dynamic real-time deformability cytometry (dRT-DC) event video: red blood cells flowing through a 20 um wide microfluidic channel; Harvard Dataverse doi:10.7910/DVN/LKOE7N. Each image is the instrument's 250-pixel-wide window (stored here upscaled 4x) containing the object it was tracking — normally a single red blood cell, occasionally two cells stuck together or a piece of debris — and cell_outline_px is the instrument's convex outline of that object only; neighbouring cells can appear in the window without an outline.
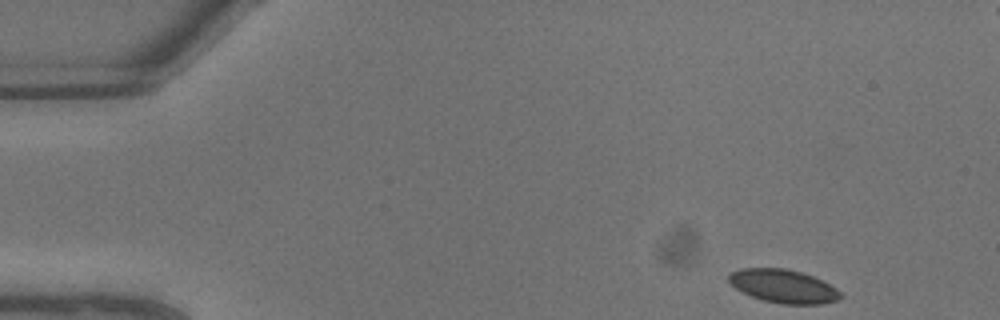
{"species": "common noctule bat (a hibernating species)", "species_latin": "Nyctalus noctula", "temperature_condition": "warm", "stored_images_in_passage": 8, "camera_frame_rate_fps": 3000, "um_per_image_px": 0.085, "animal": {"sex": "male", "body_mass_g": 13.3}, "frame": {"image": 1, "passage_image": 1, "time_ms": 0.0, "image_size_px": [1000, 320], "cell_outline_px": [[844, 296], [836, 300], [824, 304], [780, 304], [764, 300], [752, 296], [736, 288], [728, 280], [728, 276], [732, 272], [740, 268], [788, 268], [812, 276], [836, 288]], "centroid_in_image_um": [66.6, 24.33], "position_along_channel_um": 18.4, "area_um2": 21.56}}
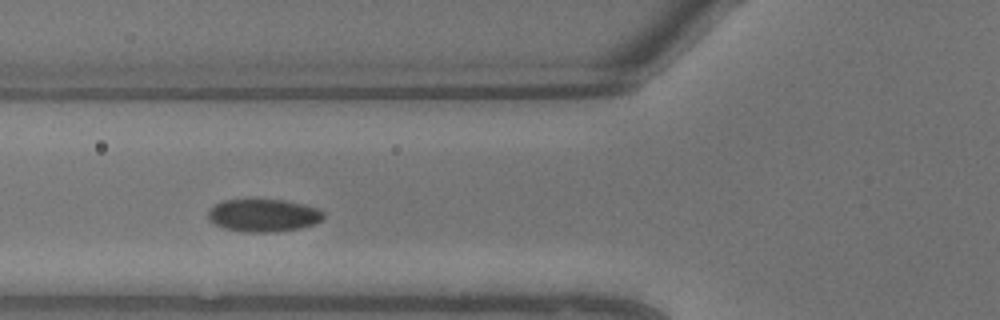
{"frame": {"image": 2, "passage_image": 7, "time_ms": 2.0, "image_size_px": [1000, 320], "cell_outline_px": [[324, 216], [320, 220], [312, 224], [300, 228], [268, 232], [252, 232], [224, 228], [208, 220], [208, 212], [216, 204], [224, 200], [284, 200], [304, 204], [316, 208], [324, 212]], "centroid_in_image_um": [22.39, 18.3], "position_along_channel_um": 103.4, "area_um2": 21.56}}
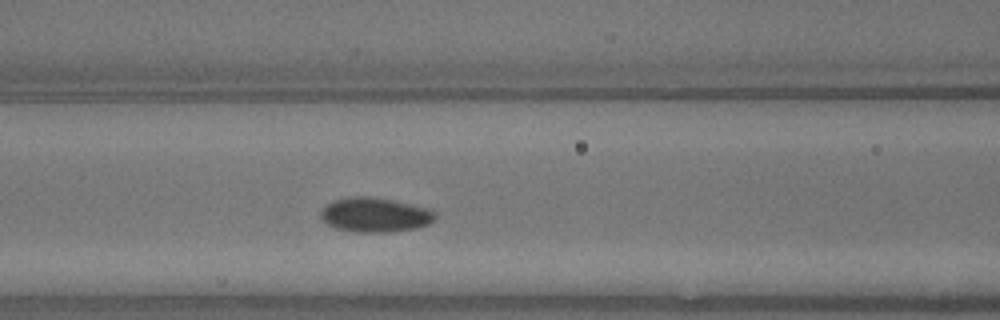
{"frame": {"image": 3, "passage_image": 8, "time_ms": 2.333, "image_size_px": [1000, 320], "cell_outline_px": [[436, 216], [428, 224], [416, 228], [388, 232], [356, 232], [336, 228], [320, 220], [320, 212], [332, 200], [348, 196], [368, 196], [392, 200], [428, 208], [436, 212]], "centroid_in_image_um": [31.84, 18.25], "position_along_channel_um": 134.8, "area_um2": 23.0}}